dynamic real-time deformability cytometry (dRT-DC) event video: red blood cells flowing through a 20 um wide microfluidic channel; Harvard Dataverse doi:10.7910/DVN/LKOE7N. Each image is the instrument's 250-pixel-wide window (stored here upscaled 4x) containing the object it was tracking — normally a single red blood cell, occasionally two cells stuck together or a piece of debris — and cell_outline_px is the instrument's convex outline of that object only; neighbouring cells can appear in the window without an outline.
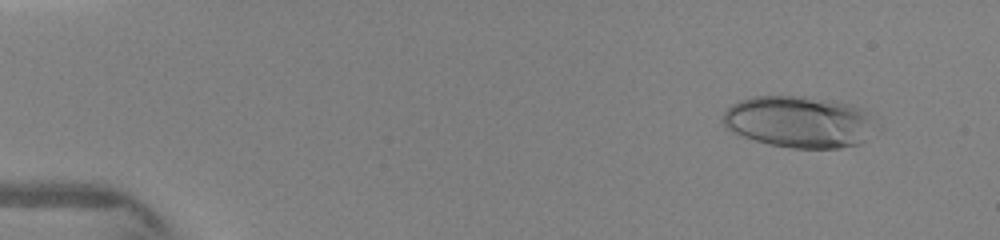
{"species": "human", "species_latin": "Homo sapiens", "temperature_condition": "warm", "stored_images_in_passage": 12, "camera_frame_rate_fps": 3000, "um_per_image_px": 0.085, "donor": {"sex": "female"}, "frame": {"image": 1, "passage_image": 4, "time_ms": 1.0, "image_size_px": [1000, 240], "cell_outline_px": [[864, 140], [860, 144], [840, 148], [792, 148], [772, 144], [756, 140], [732, 132], [724, 128], [720, 120], [724, 112], [732, 104], [740, 100], [752, 96], [804, 96], [840, 100], [860, 108], [864, 112]], "centroid_in_image_um": [67.72, 10.33], "position_along_channel_um": 17.3, "area_um2": 44.97}}